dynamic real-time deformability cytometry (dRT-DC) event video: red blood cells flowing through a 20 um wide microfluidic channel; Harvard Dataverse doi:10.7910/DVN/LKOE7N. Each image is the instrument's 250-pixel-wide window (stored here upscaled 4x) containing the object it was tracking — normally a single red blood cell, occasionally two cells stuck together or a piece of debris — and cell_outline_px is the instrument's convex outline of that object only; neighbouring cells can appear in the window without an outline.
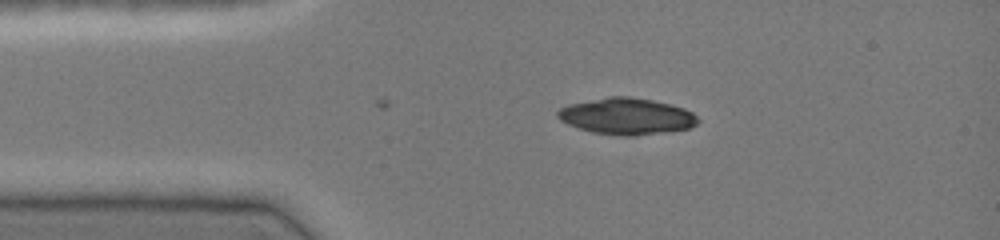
{"species": "common noctule bat (a hibernating species)", "species_latin": "Nyctalus noctula", "temperature_condition": "cold", "stored_images_in_passage": 5, "camera_frame_rate_fps": 3000, "um_per_image_px": 0.085, "animal": {"sex": "female", "body_mass_g": 19.0, "forearm_length_mm": 51.5}, "frame": {"image": 1, "passage_image": 1, "time_ms": 0.0, "image_size_px": [1000, 240], "cell_outline_px": [[700, 120], [692, 128], [632, 136], [624, 136], [592, 132], [568, 124], [560, 120], [556, 116], [556, 112], [560, 108], [568, 104], [608, 96], [628, 96], [652, 100], [684, 108], [692, 112]], "centroid_in_image_um": [53.25, 9.87], "position_along_channel_um": 31.8, "area_um2": 29.71}}